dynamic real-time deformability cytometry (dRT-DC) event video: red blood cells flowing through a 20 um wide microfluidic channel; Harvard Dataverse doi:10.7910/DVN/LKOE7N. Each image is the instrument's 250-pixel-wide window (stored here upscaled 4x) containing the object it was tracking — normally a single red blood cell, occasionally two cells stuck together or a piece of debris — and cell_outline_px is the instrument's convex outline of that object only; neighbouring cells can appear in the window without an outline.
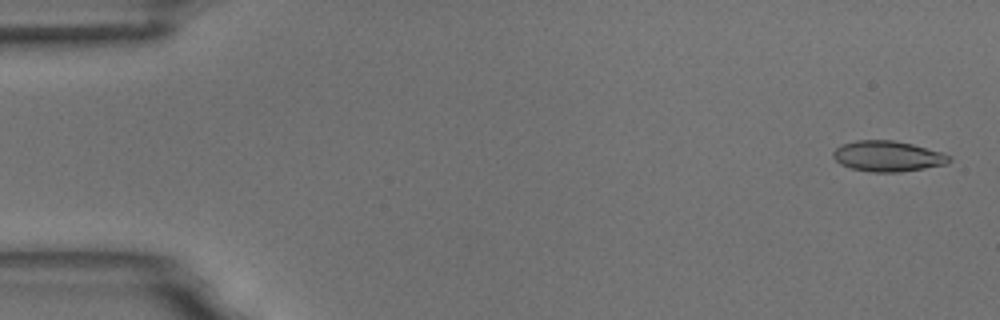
{"species": "common noctule bat (a hibernating species)", "species_latin": "Nyctalus noctula", "temperature_condition": "room temperature", "stored_images_in_passage": 54, "camera_frame_rate_fps": 3000, "um_per_image_px": 0.085, "animal": {"sex": "male", "body_mass_g": 18.8}, "frame": {"image": 1, "passage_image": 2, "time_ms": 0.333, "image_size_px": [1000, 320], "cell_outline_px": [[952, 160], [948, 164], [900, 172], [872, 172], [852, 168], [840, 164], [832, 156], [832, 152], [840, 144], [856, 140], [892, 140], [912, 144], [940, 152], [952, 156]], "centroid_in_image_um": [75.45, 13.27], "position_along_channel_um": 9.6, "area_um2": 20.75}}
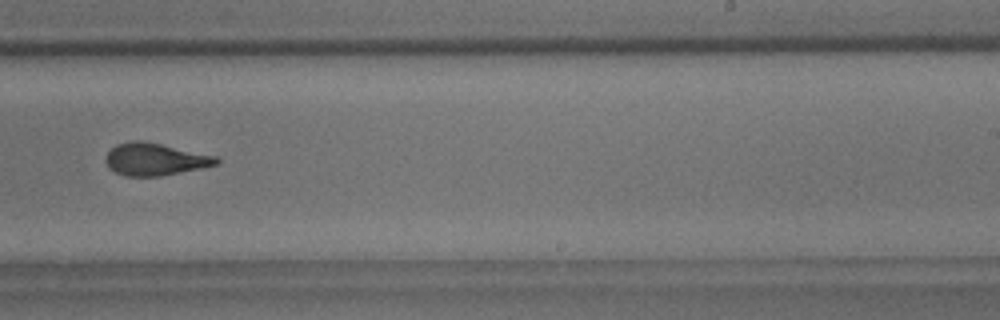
{"frame": {"image": 2, "passage_image": 34, "time_ms": 11.0, "image_size_px": [1000, 320], "cell_outline_px": [[220, 164], [160, 176], [124, 176], [108, 168], [104, 160], [104, 156], [116, 144], [132, 140], [140, 140], [160, 144], [216, 156], [220, 160]], "centroid_in_image_um": [13.13, 13.54], "position_along_channel_um": 275.9, "area_um2": 20.81}}
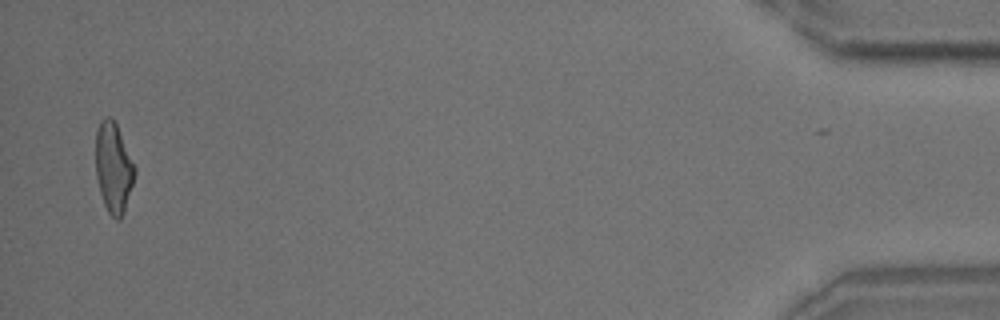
{"frame": {"image": 3, "passage_image": 53, "time_ms": 17.333, "image_size_px": [1000, 320], "cell_outline_px": [[136, 172], [124, 212], [120, 220], [116, 220], [108, 212], [104, 204], [100, 192], [96, 176], [96, 128], [100, 120], [104, 116], [112, 116], [116, 124], [136, 168]], "centroid_in_image_um": [9.64, 14.23], "position_along_channel_um": 425.6, "area_um2": 20.52}, "authors_computed_cell_mechanics": {"area_um2": 20.8947, "velocity_mm_per_s": 3.7359, "shape_relaxation_time_tau1_ms": 4.692, "shape_relaxation_time_tau2_ms": 1.8095, "deformation_change_tau1": 0.1896, "deformation_change_tau2": 0.1071}}